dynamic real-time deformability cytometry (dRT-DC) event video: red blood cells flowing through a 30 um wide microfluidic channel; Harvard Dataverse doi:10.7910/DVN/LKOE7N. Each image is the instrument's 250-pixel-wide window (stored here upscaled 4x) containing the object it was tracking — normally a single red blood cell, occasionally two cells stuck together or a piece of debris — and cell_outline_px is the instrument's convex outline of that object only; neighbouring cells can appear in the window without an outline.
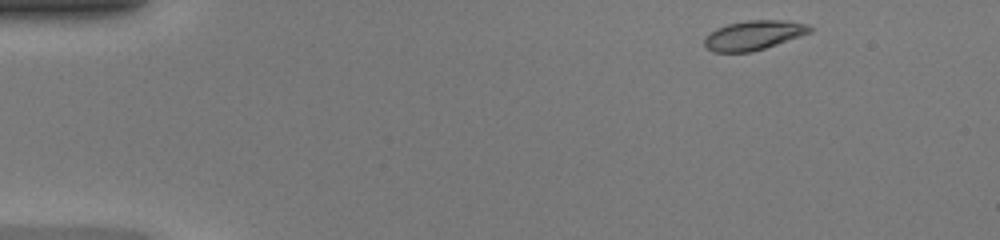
{"species": "common noctule bat (a hibernating species)", "species_latin": "Nyctalus noctula", "temperature_condition": "warm", "stored_images_in_passage": 43, "camera_frame_rate_fps": 3000, "um_per_image_px": 0.085, "animal": {"sex": "female", "body_mass_g": 20.0, "forearm_length_mm": 54.0}, "frame": {"image": 1, "passage_image": 1, "time_ms": 0.0, "image_size_px": [1000, 240], "cell_outline_px": [[812, 32], [752, 52], [712, 52], [704, 44], [704, 36], [716, 28], [728, 24], [748, 20], [784, 20], [808, 24], [812, 28]], "centroid_in_image_um": [64.04, 2.99], "position_along_channel_um": 21.0, "area_um2": 18.03}}
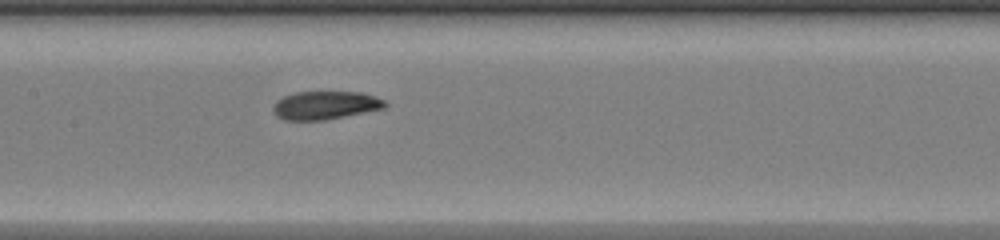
{"frame": {"image": 2, "passage_image": 19, "time_ms": 6.0, "image_size_px": [1000, 240], "cell_outline_px": [[388, 104], [384, 108], [324, 120], [284, 120], [276, 116], [272, 112], [272, 104], [276, 100], [284, 96], [296, 92], [360, 92], [376, 96], [384, 100]], "centroid_in_image_um": [27.6, 8.94], "position_along_channel_um": 179.8, "area_um2": 18.5}}
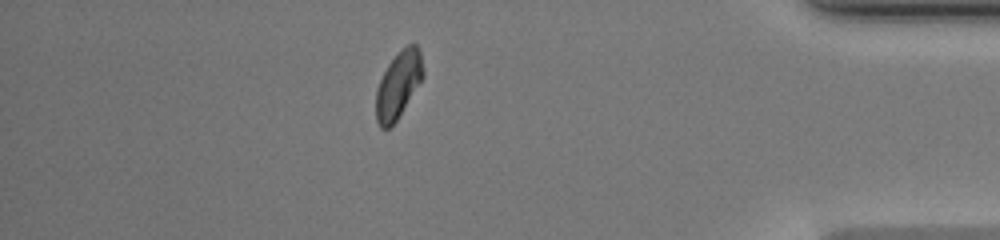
{"frame": {"image": 3, "passage_image": 37, "time_ms": 12.0, "image_size_px": [1000, 240], "cell_outline_px": [[424, 76], [396, 120], [388, 128], [380, 128], [376, 120], [376, 88], [388, 64], [408, 44], [416, 44], [420, 52], [424, 72]], "centroid_in_image_um": [33.85, 7.22], "position_along_channel_um": 401.3, "area_um2": 17.86}, "authors_computed_cell_mechanics": {"area_um2": 18.5538, "velocity_mm_per_s": 4.3139, "shape_relaxation_time_tau1_ms": 4.7722, "shape_relaxation_time_tau2_ms": 1.5083, "deformation_change_tau1": 0.1809, "deformation_change_tau2": 0.0613}}